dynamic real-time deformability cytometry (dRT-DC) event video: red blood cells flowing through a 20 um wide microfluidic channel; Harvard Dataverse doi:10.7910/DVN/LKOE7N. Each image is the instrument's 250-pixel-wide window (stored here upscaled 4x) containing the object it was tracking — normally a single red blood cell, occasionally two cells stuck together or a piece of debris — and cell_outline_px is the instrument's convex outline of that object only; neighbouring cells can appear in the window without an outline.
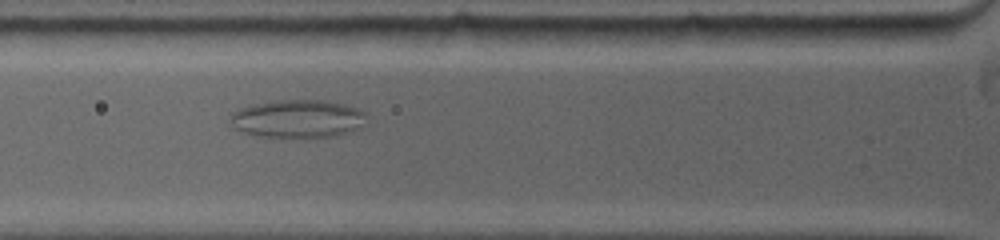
{"species": "common noctule bat (a hibernating species)", "species_latin": "Nyctalus noctula", "temperature_condition": "warm", "stored_images_in_passage": 5, "camera_frame_rate_fps": 5000, "um_per_image_px": 0.085, "animal": {"sex": "female", "body_mass_g": 19.0, "forearm_length_mm": 53.3}, "frame": {"image": 1, "passage_image": 3, "time_ms": 2.4, "image_size_px": [1000, 240], "cell_outline_px": [[368, 124], [332, 136], [264, 136], [248, 132], [236, 128], [228, 124], [228, 120], [232, 112], [240, 108], [252, 104], [276, 100], [324, 100], [344, 104], [368, 112]], "centroid_in_image_um": [25.33, 10.05], "position_along_channel_um": 100.5, "area_um2": 29.94}}
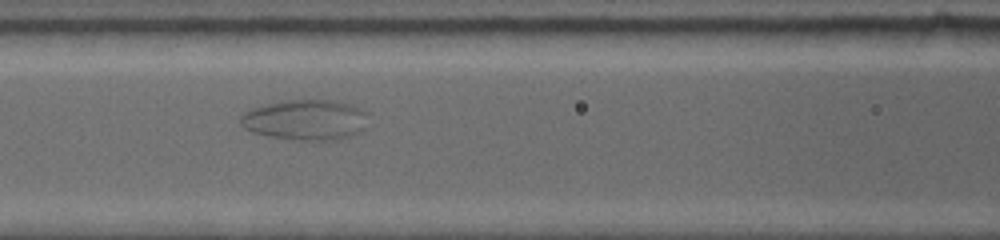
{"frame": {"image": 2, "passage_image": 5, "time_ms": 3.6, "image_size_px": [1000, 240], "cell_outline_px": [[368, 112], [360, 128], [356, 132], [348, 136], [332, 140], [320, 140], [272, 136], [256, 132], [240, 124], [240, 116], [244, 112], [252, 108], [264, 104], [284, 100], [332, 100], [348, 104]], "centroid_in_image_um": [25.91, 10.15], "position_along_channel_um": 140.7, "area_um2": 29.02}}